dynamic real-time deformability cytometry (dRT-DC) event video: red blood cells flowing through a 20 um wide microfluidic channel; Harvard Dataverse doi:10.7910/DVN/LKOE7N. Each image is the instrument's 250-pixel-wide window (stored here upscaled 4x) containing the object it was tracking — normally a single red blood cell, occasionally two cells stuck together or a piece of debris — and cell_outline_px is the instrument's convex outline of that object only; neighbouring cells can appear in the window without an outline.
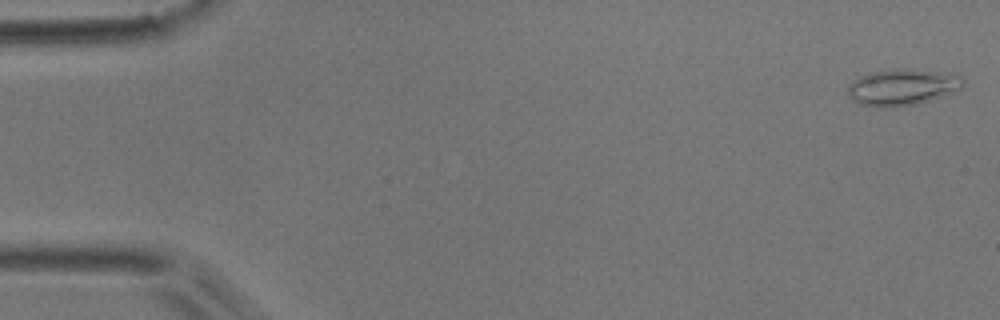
{"species": "common noctule bat (a hibernating species)", "species_latin": "Nyctalus noctula", "temperature_condition": "room temperature", "stored_images_in_passage": 51, "camera_frame_rate_fps": 3000, "um_per_image_px": 0.085, "animal": {"sex": "male", "body_mass_g": 17.9}, "frame": {"image": 1, "passage_image": 1, "time_ms": 0.0, "image_size_px": [1000, 320], "cell_outline_px": [[964, 84], [960, 88], [944, 96], [916, 104], [892, 108], [880, 108], [860, 104], [852, 100], [848, 92], [848, 84], [860, 76], [872, 72], [896, 68], [956, 72], [964, 80]], "centroid_in_image_um": [76.73, 7.4], "position_along_channel_um": 8.3, "area_um2": 24.85}}
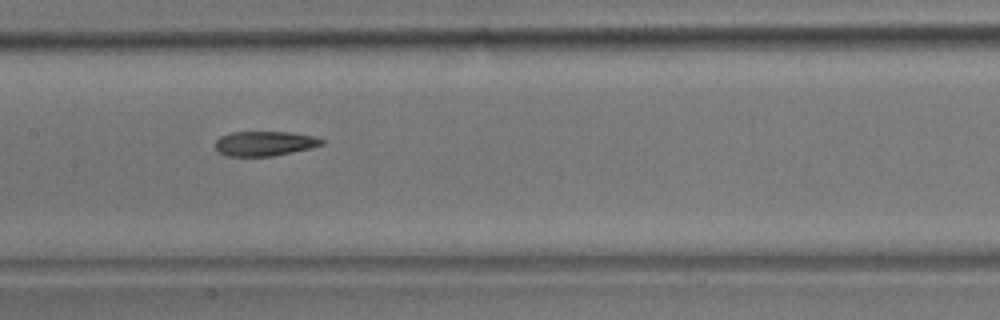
{"frame": {"image": 2, "passage_image": 25, "time_ms": 8.0, "image_size_px": [1000, 320], "cell_outline_px": [[324, 144], [312, 148], [272, 156], [228, 156], [216, 152], [216, 140], [220, 136], [232, 132], [292, 132], [312, 136], [324, 140]], "centroid_in_image_um": [22.48, 12.2], "position_along_channel_um": 184.9, "area_um2": 15.37}}
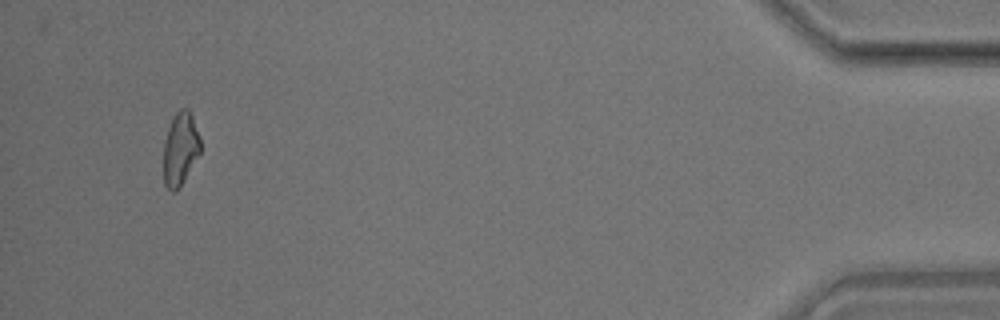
{"frame": {"image": 3, "passage_image": 49, "time_ms": 16.0, "image_size_px": [1000, 320], "cell_outline_px": [[200, 152], [180, 188], [176, 192], [172, 192], [164, 184], [164, 140], [168, 128], [176, 112], [180, 108], [188, 108], [192, 116], [200, 136]], "centroid_in_image_um": [15.33, 12.66], "position_along_channel_um": 419.9, "area_um2": 15.72}, "authors_computed_cell_mechanics": {"area_um2": 16.2996, "velocity_mm_per_s": 3.8632, "shape_relaxation_time_tau1_ms": 8.1629, "shape_relaxation_time_tau2_ms": 6.6147, "deformation_change_tau1": 0.1754, "deformation_change_tau2": 0.1675}}